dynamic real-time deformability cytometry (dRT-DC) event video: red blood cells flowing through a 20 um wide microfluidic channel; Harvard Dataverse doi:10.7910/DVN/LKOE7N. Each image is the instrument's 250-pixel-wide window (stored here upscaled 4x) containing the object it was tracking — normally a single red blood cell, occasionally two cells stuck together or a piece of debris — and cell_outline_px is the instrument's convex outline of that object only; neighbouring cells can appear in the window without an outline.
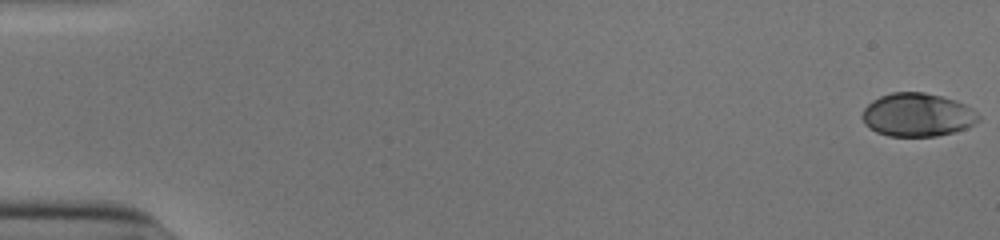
{"species": "human", "species_latin": "Homo sapiens", "temperature_condition": "cold", "stored_images_in_passage": 54, "camera_frame_rate_fps": 3000, "um_per_image_px": 0.085, "donor": {"sex": "male"}, "frame": {"image": 1, "passage_image": 1, "time_ms": 0.0, "image_size_px": [1000, 240], "cell_outline_px": [[980, 120], [964, 128], [952, 132], [936, 136], [888, 136], [876, 132], [868, 128], [864, 124], [860, 116], [864, 108], [872, 100], [880, 96], [892, 92], [924, 92], [956, 100], [972, 108], [980, 116]], "centroid_in_image_um": [77.93, 9.76], "position_along_channel_um": 7.1, "area_um2": 29.48}}
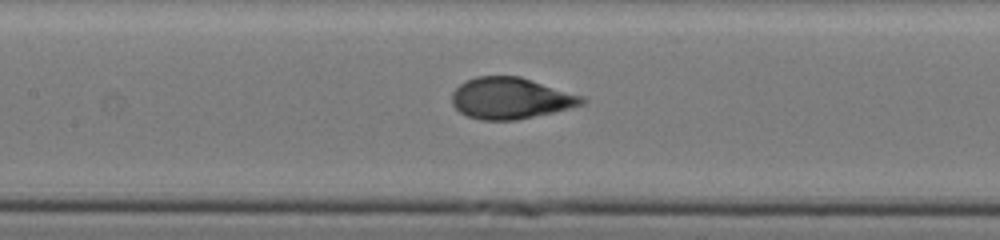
{"frame": {"image": 2, "passage_image": 27, "time_ms": 8.667, "image_size_px": [1000, 240], "cell_outline_px": [[588, 100], [584, 104], [552, 112], [516, 120], [480, 120], [468, 116], [460, 112], [452, 104], [452, 92], [464, 80], [476, 76], [520, 76], [584, 96]], "centroid_in_image_um": [43.4, 8.34], "position_along_channel_um": 164.0, "area_um2": 31.39}}
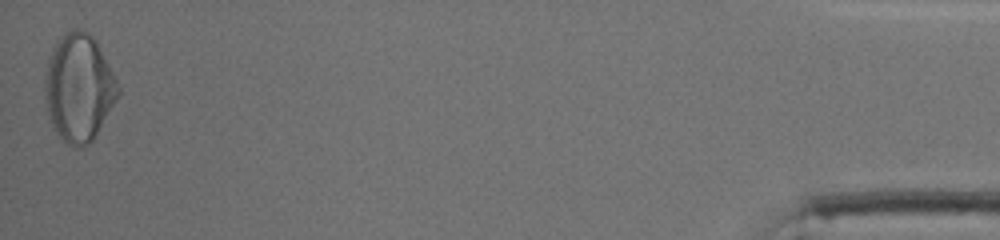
{"frame": {"image": 3, "passage_image": 54, "time_ms": 17.667, "image_size_px": [1000, 240], "cell_outline_px": [[120, 92], [116, 100], [92, 140], [88, 144], [80, 148], [76, 148], [68, 144], [60, 136], [52, 124], [48, 112], [44, 96], [44, 80], [52, 48], [68, 32], [76, 28], [88, 32], [96, 40], [120, 88]], "centroid_in_image_um": [6.7, 7.47], "position_along_channel_um": 428.5, "area_um2": 45.03}, "authors_computed_cell_mechanics": {"area_um2": 31.3854, "velocity_mm_per_s": 3.8916, "shape_relaxation_time_tau1_ms": 3.2698, "shape_relaxation_time_tau2_ms": null, "deformation_change_tau1": 0.1456, "deformation_change_tau2": null}}